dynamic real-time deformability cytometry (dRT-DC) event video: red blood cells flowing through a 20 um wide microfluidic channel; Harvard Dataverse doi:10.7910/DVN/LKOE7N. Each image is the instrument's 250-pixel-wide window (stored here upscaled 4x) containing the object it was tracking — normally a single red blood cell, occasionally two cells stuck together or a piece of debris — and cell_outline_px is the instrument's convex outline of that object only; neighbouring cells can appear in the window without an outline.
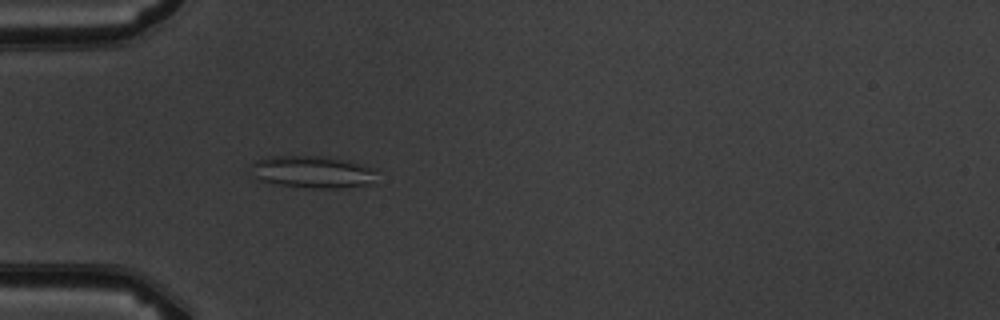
{"species": "common noctule bat (a hibernating species)", "species_latin": "Nyctalus noctula", "temperature_condition": "warm", "stored_images_in_passage": 5, "camera_frame_rate_fps": 3000, "um_per_image_px": 0.085, "animal": {"sex": "male", "body_mass_g": 19.5, "forearm_length_mm": 54.6}, "frame": {"image": 1, "passage_image": 5, "time_ms": 4.667, "image_size_px": [1000, 320], "cell_outline_px": [[376, 172], [368, 184], [336, 188], [312, 188], [280, 184], [260, 180], [256, 176], [252, 164], [256, 160], [268, 156], [324, 156], [344, 160], [376, 168]], "centroid_in_image_um": [26.57, 14.59], "position_along_channel_um": 58.4, "area_um2": 23.0}}